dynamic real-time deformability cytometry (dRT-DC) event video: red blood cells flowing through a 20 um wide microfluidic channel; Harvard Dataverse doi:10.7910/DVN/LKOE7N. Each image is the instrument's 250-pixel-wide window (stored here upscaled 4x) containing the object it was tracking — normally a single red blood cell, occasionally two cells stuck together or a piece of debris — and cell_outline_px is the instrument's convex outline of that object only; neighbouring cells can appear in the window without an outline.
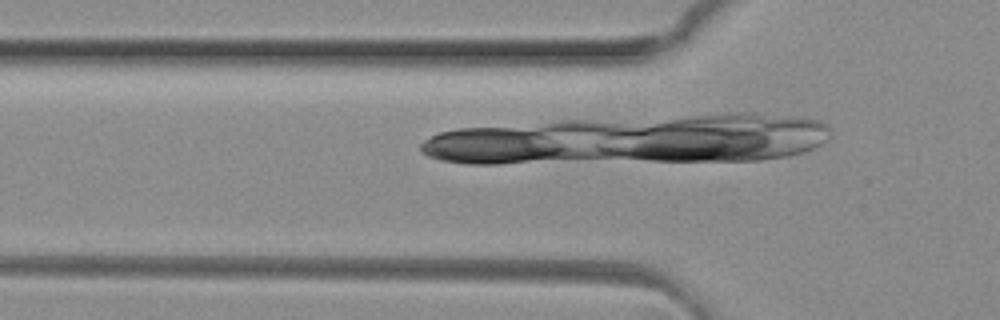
{"species": "common noctule bat (a hibernating species)", "species_latin": "Nyctalus noctula", "temperature_condition": "room temperature", "stored_images_in_passage": 3, "camera_frame_rate_fps": 3000, "um_per_image_px": 0.085, "animal": {"sex": "female", "body_mass_g": 29.2, "forearm_length_mm": 56.3}, "frame": {"image": 1, "passage_image": 2, "time_ms": 0.333, "image_size_px": [1000, 320], "cell_outline_px": [[560, 148], [556, 152], [548, 156], [516, 160], [452, 160], [440, 156], [432, 152], [432, 140], [436, 136], [448, 132], [532, 132]], "centroid_in_image_um": [41.8, 12.41], "position_along_channel_um": 84.0, "area_um2": 22.31}}